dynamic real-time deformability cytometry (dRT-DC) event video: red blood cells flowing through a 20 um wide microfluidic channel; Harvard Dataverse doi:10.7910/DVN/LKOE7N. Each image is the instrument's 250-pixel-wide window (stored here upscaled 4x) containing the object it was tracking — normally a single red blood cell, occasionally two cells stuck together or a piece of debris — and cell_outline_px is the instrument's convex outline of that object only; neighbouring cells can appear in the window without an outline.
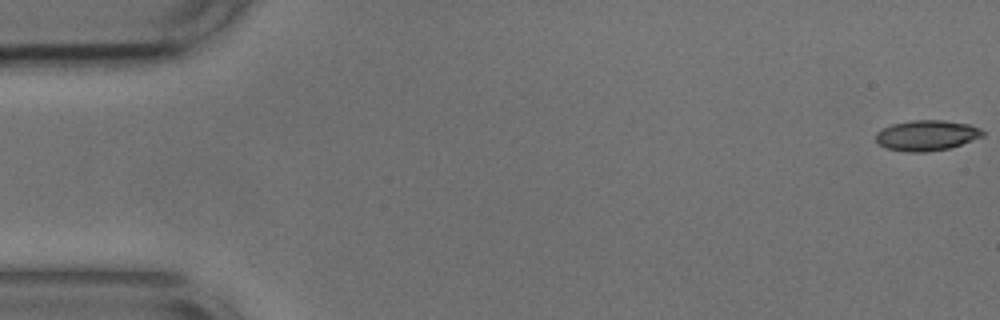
{"species": "common noctule bat (a hibernating species)", "species_latin": "Nyctalus noctula", "temperature_condition": "cold", "stored_images_in_passage": 7, "camera_frame_rate_fps": 3000, "um_per_image_px": 0.085, "animal": {"sex": "male", "body_mass_g": 17.9, "forearm_length_mm": 54.2}, "frame": {"image": 1, "passage_image": 1, "time_ms": 0.0, "image_size_px": [1000, 320], "cell_outline_px": [[984, 136], [948, 148], [924, 152], [908, 152], [888, 148], [880, 144], [876, 140], [876, 132], [892, 124], [912, 120], [944, 120], [968, 124], [980, 128], [984, 132]], "centroid_in_image_um": [78.77, 11.5], "position_along_channel_um": 6.2, "area_um2": 18.73}}